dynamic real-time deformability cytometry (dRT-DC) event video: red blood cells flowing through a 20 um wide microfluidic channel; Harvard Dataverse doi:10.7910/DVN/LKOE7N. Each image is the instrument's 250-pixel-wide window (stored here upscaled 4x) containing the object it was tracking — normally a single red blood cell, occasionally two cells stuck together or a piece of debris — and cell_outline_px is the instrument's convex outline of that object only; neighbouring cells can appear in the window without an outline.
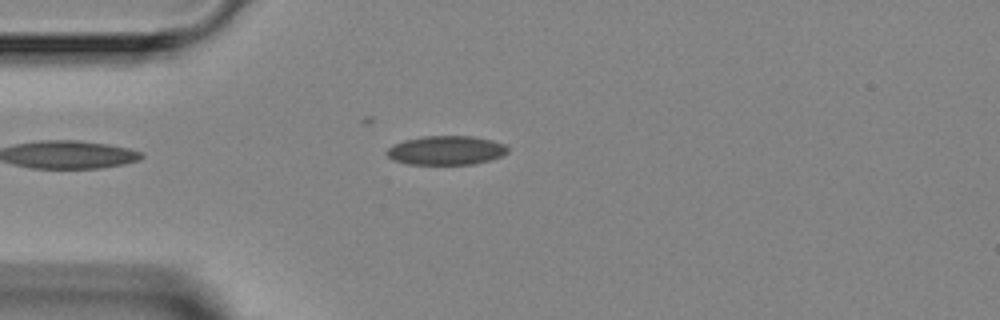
{"species": "Egyptian fruit bat (a non-hibernating species)", "species_latin": "Rousettus aegyptiacus", "temperature_condition": "room temperature", "stored_images_in_passage": 3, "camera_frame_rate_fps": 3000, "um_per_image_px": 0.085, "animal": {"sex": "female"}, "frame": {"image": 1, "passage_image": 3, "time_ms": 2.333, "image_size_px": [1000, 320], "cell_outline_px": [[508, 152], [500, 156], [488, 160], [472, 164], [408, 164], [392, 160], [384, 152], [392, 144], [404, 140], [424, 136], [472, 136], [492, 140], [504, 144], [508, 148]], "centroid_in_image_um": [37.87, 12.77], "position_along_channel_um": 47.1, "area_um2": 20.46}}